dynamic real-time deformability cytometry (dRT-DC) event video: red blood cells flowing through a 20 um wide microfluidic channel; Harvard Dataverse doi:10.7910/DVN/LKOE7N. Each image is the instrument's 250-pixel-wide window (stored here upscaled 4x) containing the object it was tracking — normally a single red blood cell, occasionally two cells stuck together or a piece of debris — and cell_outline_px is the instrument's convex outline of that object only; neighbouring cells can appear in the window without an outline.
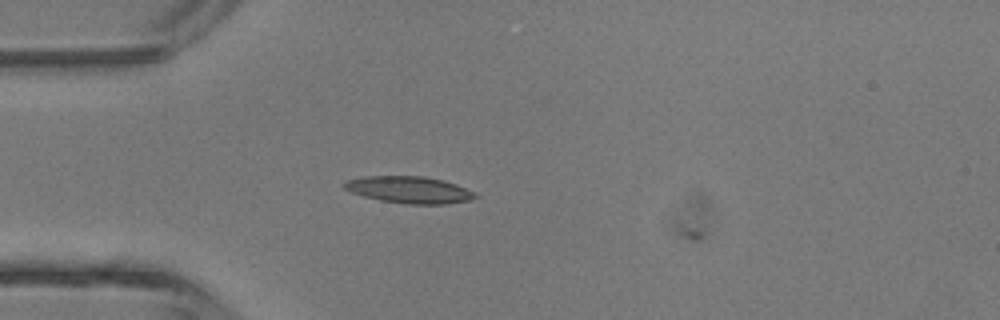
{"species": "common noctule bat (a hibernating species)", "species_latin": "Nyctalus noctula", "temperature_condition": "room temperature", "stored_images_in_passage": 2, "camera_frame_rate_fps": 3000, "um_per_image_px": 0.085, "animal": {"sex": "male", "body_mass_g": 13.3}, "frame": {"image": 1, "passage_image": 2, "time_ms": 1.333, "image_size_px": [1000, 320], "cell_outline_px": [[480, 196], [472, 200], [444, 204], [408, 204], [380, 200], [364, 196], [352, 192], [344, 188], [344, 180], [364, 176], [424, 176], [444, 180], [456, 184], [476, 192]], "centroid_in_image_um": [34.83, 16.13], "position_along_channel_um": 50.2, "area_um2": 20.63}}